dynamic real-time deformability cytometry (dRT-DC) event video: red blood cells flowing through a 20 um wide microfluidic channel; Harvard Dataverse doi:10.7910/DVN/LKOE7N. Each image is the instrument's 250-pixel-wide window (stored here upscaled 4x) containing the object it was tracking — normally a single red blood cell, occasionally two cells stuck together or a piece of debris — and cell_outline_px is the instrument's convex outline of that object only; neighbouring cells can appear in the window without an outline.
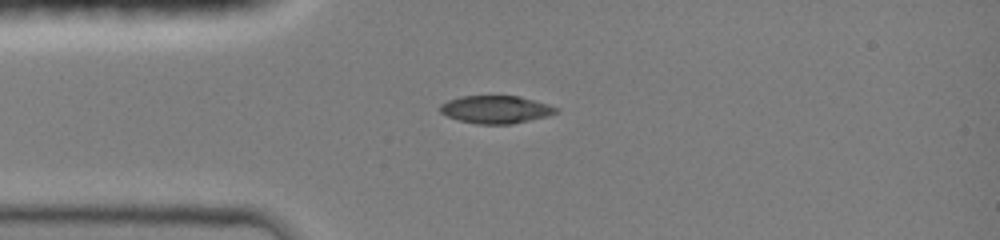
{"species": "common noctule bat (a hibernating species)", "species_latin": "Nyctalus noctula", "temperature_condition": "room temperature", "stored_images_in_passage": 22, "camera_frame_rate_fps": 3000, "um_per_image_px": 0.085, "animal": {"sex": "female", "body_mass_g": 19.0, "forearm_length_mm": 51.5}, "frame": {"image": 1, "passage_image": 3, "time_ms": 2.0, "image_size_px": [1000, 240], "cell_outline_px": [[560, 112], [548, 116], [512, 124], [476, 124], [460, 120], [448, 116], [440, 112], [440, 104], [448, 100], [460, 96], [516, 96], [548, 104], [560, 108]], "centroid_in_image_um": [42.17, 9.31], "position_along_channel_um": 42.8, "area_um2": 18.73}}
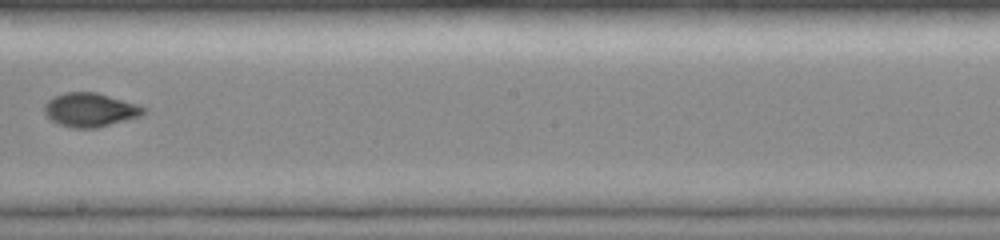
{"frame": {"image": 2, "passage_image": 8, "time_ms": 7.0, "image_size_px": [1000, 240], "cell_outline_px": [[148, 112], [140, 116], [96, 128], [72, 128], [60, 124], [52, 120], [44, 112], [44, 104], [52, 96], [64, 92], [96, 92], [140, 104], [148, 108]], "centroid_in_image_um": [7.7, 9.32], "position_along_channel_um": 240.5, "area_um2": 19.77}}
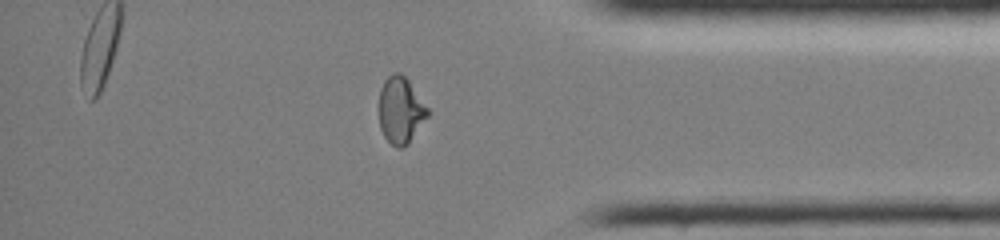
{"frame": {"image": 3, "passage_image": 16, "time_ms": 11.0, "image_size_px": [1000, 240], "cell_outline_px": [[428, 116], [408, 144], [400, 148], [396, 148], [384, 136], [380, 128], [380, 88], [384, 80], [392, 72], [400, 72], [408, 80], [428, 108]], "centroid_in_image_um": [34.05, 9.36], "position_along_channel_um": 401.2, "area_um2": 18.67}, "authors_computed_cell_mechanics": {"area_um2": 18.9295, "velocity_mm_per_s": 4.2487, "shape_relaxation_time_tau1_ms": null, "shape_relaxation_time_tau2_ms": 1.6294, "deformation_change_tau1": null, "deformation_change_tau2": 0.0362}}